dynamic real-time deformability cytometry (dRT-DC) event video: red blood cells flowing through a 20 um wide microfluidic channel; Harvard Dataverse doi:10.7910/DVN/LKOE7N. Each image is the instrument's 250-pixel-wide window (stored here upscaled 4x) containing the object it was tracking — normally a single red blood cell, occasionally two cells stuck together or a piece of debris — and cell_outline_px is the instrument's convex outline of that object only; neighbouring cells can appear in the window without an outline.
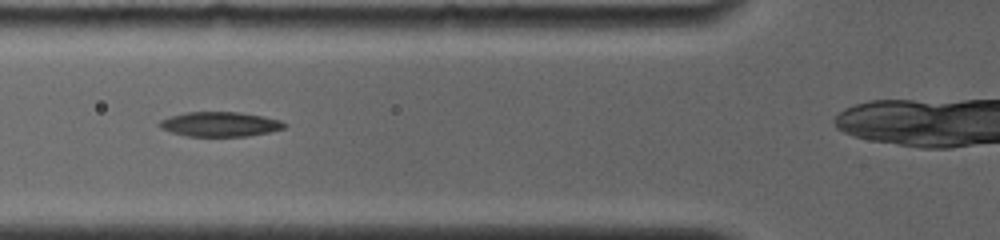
{"species": "common noctule bat (a hibernating species)", "species_latin": "Nyctalus noctula", "temperature_condition": "room temperature", "stored_images_in_passage": 7, "camera_frame_rate_fps": 4000, "um_per_image_px": 0.085, "animal": {"sex": "female", "body_mass_g": 19.0, "forearm_length_mm": 56.7}, "frame": {"image": 1, "passage_image": 5, "time_ms": 3.25, "image_size_px": [1000, 240], "cell_outline_px": [[288, 124], [284, 128], [268, 132], [248, 136], [188, 136], [172, 132], [160, 128], [156, 124], [160, 120], [168, 116], [184, 112], [240, 112], [264, 116], [280, 120]], "centroid_in_image_um": [18.67, 10.55], "position_along_channel_um": 107.1, "area_um2": 18.09}}
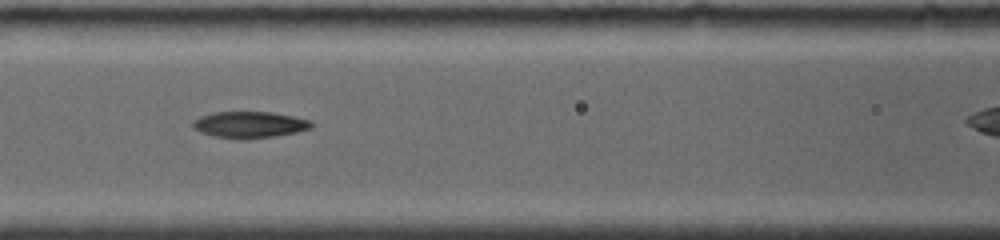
{"frame": {"image": 2, "passage_image": 6, "time_ms": 4.25, "image_size_px": [1000, 240], "cell_outline_px": [[312, 128], [296, 132], [272, 136], [244, 140], [240, 140], [216, 136], [200, 132], [192, 128], [192, 120], [200, 116], [212, 112], [272, 112], [312, 120]], "centroid_in_image_um": [21.18, 10.6], "position_along_channel_um": 145.4, "area_um2": 18.38}}